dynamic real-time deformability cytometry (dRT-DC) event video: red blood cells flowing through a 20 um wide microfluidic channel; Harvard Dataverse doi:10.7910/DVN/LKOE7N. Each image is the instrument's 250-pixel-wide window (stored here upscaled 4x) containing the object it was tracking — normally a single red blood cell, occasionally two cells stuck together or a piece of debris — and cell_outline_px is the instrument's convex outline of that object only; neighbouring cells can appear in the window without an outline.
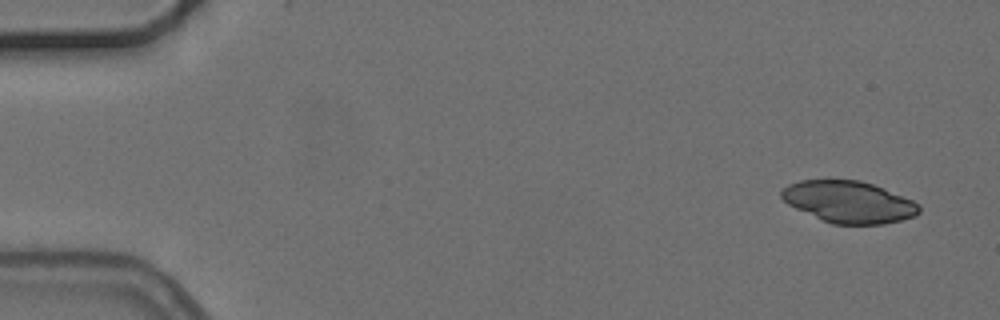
{"species": "common noctule bat (a hibernating species)", "species_latin": "Nyctalus noctula", "temperature_condition": "cold", "stored_images_in_passage": 4, "camera_frame_rate_fps": 3000, "um_per_image_px": 0.085, "animal": {"sex": "female", "body_mass_g": 24.6, "forearm_length_mm": 56.2}, "frame": {"image": 1, "passage_image": 1, "time_ms": 0.0, "image_size_px": [1000, 320], "cell_outline_px": [[920, 212], [916, 216], [884, 224], [832, 224], [796, 208], [788, 204], [780, 196], [780, 192], [788, 184], [800, 180], [860, 180], [884, 188], [912, 200], [920, 204]], "centroid_in_image_um": [72.16, 17.16], "position_along_channel_um": 12.8, "area_um2": 33.35}}